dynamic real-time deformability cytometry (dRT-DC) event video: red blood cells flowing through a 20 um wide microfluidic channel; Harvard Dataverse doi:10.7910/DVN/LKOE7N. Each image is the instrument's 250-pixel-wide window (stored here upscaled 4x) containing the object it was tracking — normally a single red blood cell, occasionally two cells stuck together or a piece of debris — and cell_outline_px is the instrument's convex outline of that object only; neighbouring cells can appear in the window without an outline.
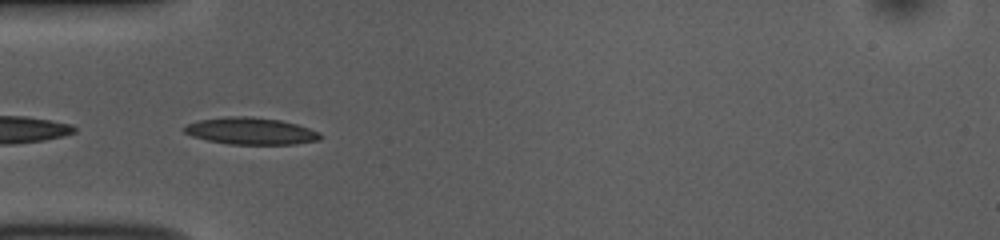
{"species": "common noctule bat (a hibernating species)", "species_latin": "Nyctalus noctula", "temperature_condition": "room temperature", "stored_images_in_passage": 15, "camera_frame_rate_fps": 3000, "um_per_image_px": 0.085, "animal": {"sex": "female", "body_mass_g": 10.0, "forearm_length_mm": 53.1}, "frame": {"image": 1, "passage_image": 1, "time_ms": 0.0, "image_size_px": [1000, 240], "cell_outline_px": [[324, 136], [320, 140], [296, 144], [228, 144], [208, 140], [192, 136], [184, 132], [180, 128], [184, 124], [200, 120], [224, 116], [252, 116], [280, 120], [296, 124], [320, 132]], "centroid_in_image_um": [21.3, 11.13], "position_along_channel_um": 63.7, "area_um2": 21.62}}
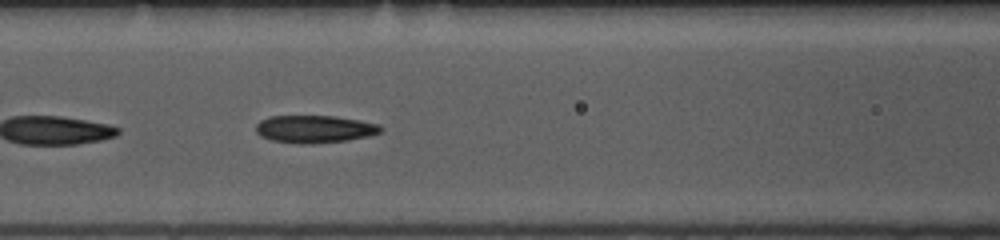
{"frame": {"image": 2, "passage_image": 7, "time_ms": 2.0, "image_size_px": [1000, 240], "cell_outline_px": [[384, 128], [380, 132], [368, 136], [348, 140], [308, 144], [300, 144], [272, 140], [260, 136], [256, 132], [256, 124], [260, 120], [272, 116], [336, 116], [360, 120], [380, 124]], "centroid_in_image_um": [26.75, 10.96], "position_along_channel_um": 139.8, "area_um2": 20.11}}
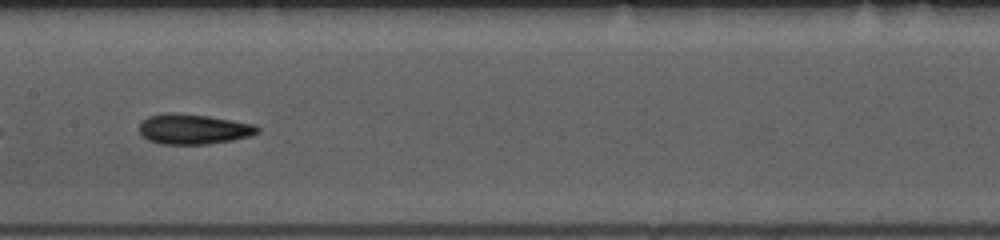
{"frame": {"image": 3, "passage_image": 11, "time_ms": 3.333, "image_size_px": [1000, 240], "cell_outline_px": [[260, 132], [252, 136], [232, 140], [208, 144], [160, 144], [148, 140], [140, 132], [140, 120], [148, 116], [168, 112], [172, 112], [208, 116], [256, 124], [260, 128]], "centroid_in_image_um": [16.46, 10.97], "position_along_channel_um": 190.9, "area_um2": 20.98}}